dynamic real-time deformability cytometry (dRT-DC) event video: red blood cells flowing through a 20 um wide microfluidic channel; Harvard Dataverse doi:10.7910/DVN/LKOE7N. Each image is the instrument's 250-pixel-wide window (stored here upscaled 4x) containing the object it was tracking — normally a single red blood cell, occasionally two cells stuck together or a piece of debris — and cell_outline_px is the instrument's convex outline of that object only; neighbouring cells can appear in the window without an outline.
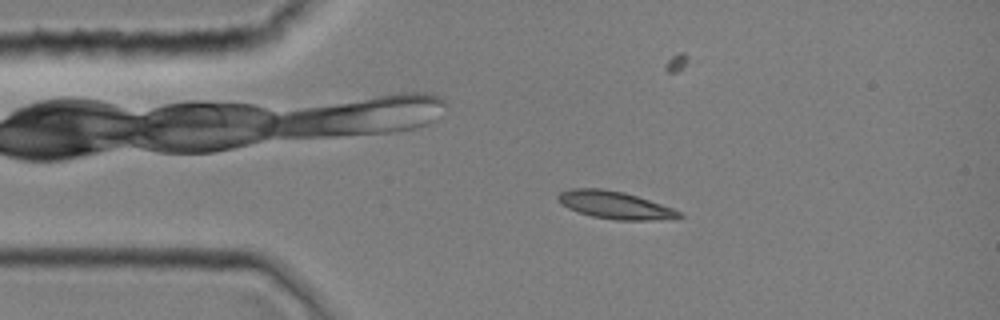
{"species": "common noctule bat (a hibernating species)", "species_latin": "Nyctalus noctula", "temperature_condition": "room temperature", "stored_images_in_passage": 5, "camera_frame_rate_fps": 3000, "um_per_image_px": 0.085, "animal": {"sex": "female", "body_mass_g": 19.0, "forearm_length_mm": 51.5}, "frame": {"image": 1, "passage_image": 4, "time_ms": 1.0, "image_size_px": [1000, 320], "cell_outline_px": [[684, 216], [648, 220], [616, 220], [592, 216], [568, 208], [560, 204], [556, 196], [560, 192], [572, 188], [600, 188], [624, 192], [672, 208], [680, 212]], "centroid_in_image_um": [52.19, 17.41], "position_along_channel_um": 32.8, "area_um2": 19.07}}